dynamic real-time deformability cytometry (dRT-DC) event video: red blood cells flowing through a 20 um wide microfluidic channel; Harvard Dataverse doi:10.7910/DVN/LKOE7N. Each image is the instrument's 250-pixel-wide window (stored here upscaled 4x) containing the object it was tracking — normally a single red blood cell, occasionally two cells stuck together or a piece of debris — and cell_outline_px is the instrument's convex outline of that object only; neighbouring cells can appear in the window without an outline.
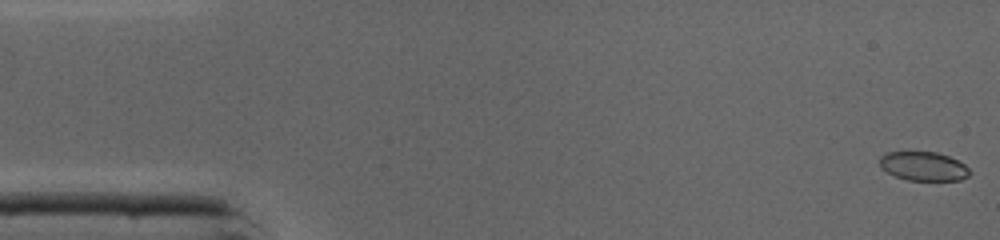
{"species": "common noctule bat (a hibernating species)", "species_latin": "Nyctalus noctula", "temperature_condition": "cold", "stored_images_in_passage": 46, "camera_frame_rate_fps": 3000, "um_per_image_px": 0.085, "animal": {"sex": "male", "body_mass_g": 19.0, "forearm_length_mm": 50.8}, "frame": {"image": 1, "passage_image": 1, "time_ms": 0.0, "image_size_px": [1000, 240], "cell_outline_px": [[972, 172], [968, 176], [960, 180], [908, 180], [896, 176], [880, 168], [880, 156], [884, 152], [936, 152], [948, 156], [964, 164]], "centroid_in_image_um": [78.49, 14.13], "position_along_channel_um": 6.5, "area_um2": 15.14}}
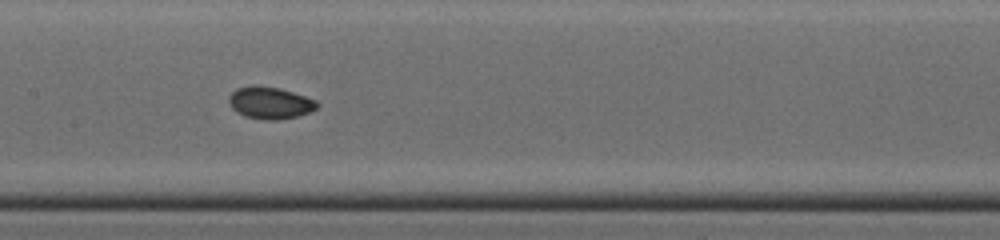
{"frame": {"image": 2, "passage_image": 22, "time_ms": 7.0, "image_size_px": [1000, 240], "cell_outline_px": [[320, 104], [316, 108], [308, 112], [296, 116], [276, 120], [264, 120], [244, 116], [236, 112], [232, 108], [228, 100], [228, 96], [236, 88], [280, 88], [316, 100]], "centroid_in_image_um": [22.95, 8.78], "position_along_channel_um": 184.4, "area_um2": 15.9}}
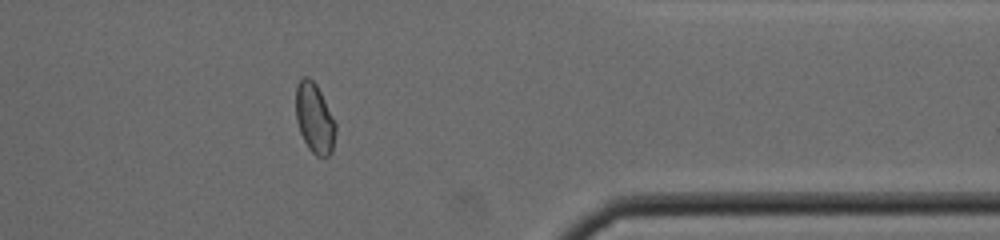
{"frame": {"image": 3, "passage_image": 37, "time_ms": 12.0, "image_size_px": [1000, 240], "cell_outline_px": [[336, 132], [332, 152], [328, 156], [316, 156], [308, 148], [300, 132], [296, 120], [296, 84], [304, 76], [308, 76], [316, 84], [336, 124]], "centroid_in_image_um": [26.73, 10.06], "position_along_channel_um": 384.7, "area_um2": 16.13}, "authors_computed_cell_mechanics": {"area_um2": 16.1262, "velocity_mm_per_s": 4.3704, "shape_relaxation_time_tau1_ms": 5.9373, "shape_relaxation_time_tau2_ms": 1.653, "deformation_change_tau1": 0.1339, "deformation_change_tau2": 0.0363}}